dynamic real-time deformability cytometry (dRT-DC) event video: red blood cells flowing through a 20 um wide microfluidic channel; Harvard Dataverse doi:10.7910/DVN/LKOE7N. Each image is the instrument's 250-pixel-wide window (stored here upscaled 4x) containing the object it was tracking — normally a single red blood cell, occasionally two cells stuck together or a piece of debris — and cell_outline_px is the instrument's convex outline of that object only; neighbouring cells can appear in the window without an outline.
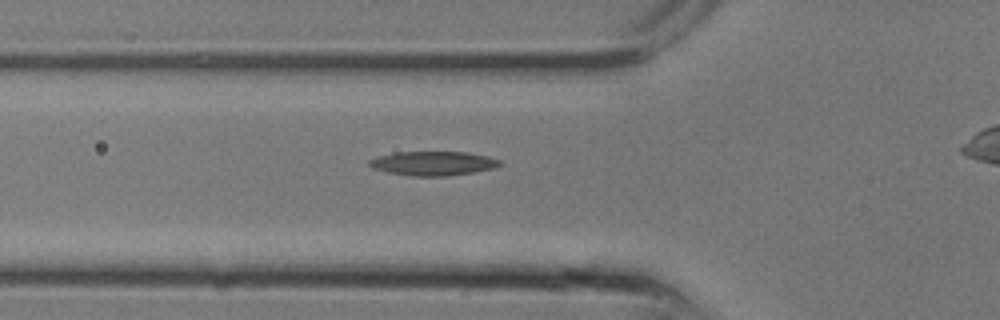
{"species": "common noctule bat (a hibernating species)", "species_latin": "Nyctalus noctula", "temperature_condition": "room temperature", "stored_images_in_passage": 15, "camera_frame_rate_fps": 3000, "um_per_image_px": 0.085, "animal": {"sex": "male", "body_mass_g": 13.3}, "frame": {"image": 1, "passage_image": 2, "time_ms": 0.333, "image_size_px": [1000, 320], "cell_outline_px": [[504, 164], [492, 168], [472, 172], [448, 176], [412, 176], [388, 172], [372, 168], [368, 164], [368, 160], [376, 156], [396, 152], [468, 152], [488, 156], [500, 160]], "centroid_in_image_um": [36.8, 13.88], "position_along_channel_um": 89.0, "area_um2": 18.44}}
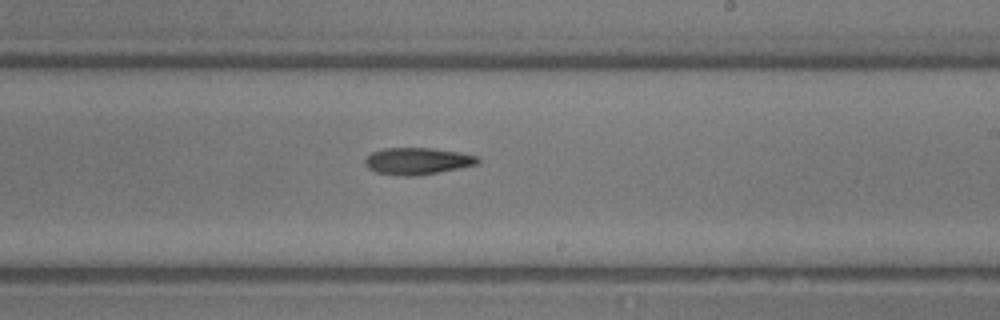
{"frame": {"image": 2, "passage_image": 8, "time_ms": 2.333, "image_size_px": [1000, 320], "cell_outline_px": [[480, 160], [476, 164], [460, 168], [412, 176], [404, 176], [376, 172], [368, 168], [364, 164], [364, 160], [372, 152], [384, 148], [432, 148], [460, 152], [476, 156]], "centroid_in_image_um": [35.45, 13.68], "position_along_channel_um": 253.5, "area_um2": 17.46}}
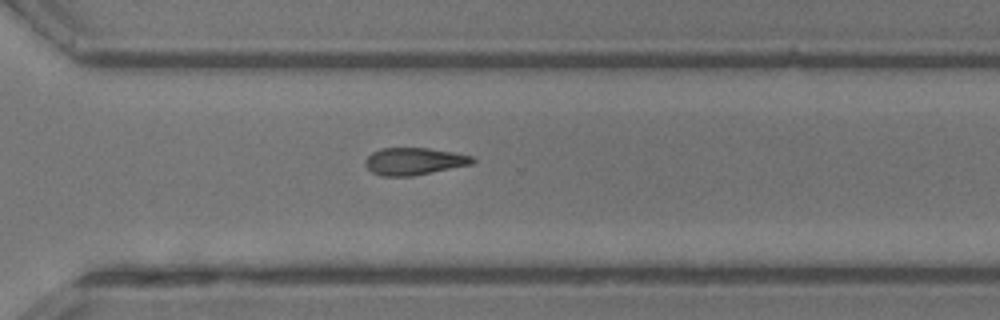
{"frame": {"image": 3, "passage_image": 11, "time_ms": 3.333, "image_size_px": [1000, 320], "cell_outline_px": [[476, 160], [472, 164], [412, 176], [380, 176], [372, 172], [364, 164], [364, 160], [372, 152], [380, 148], [428, 148], [452, 152], [472, 156]], "centroid_in_image_um": [35.16, 13.71], "position_along_channel_um": 335.4, "area_um2": 16.99}}